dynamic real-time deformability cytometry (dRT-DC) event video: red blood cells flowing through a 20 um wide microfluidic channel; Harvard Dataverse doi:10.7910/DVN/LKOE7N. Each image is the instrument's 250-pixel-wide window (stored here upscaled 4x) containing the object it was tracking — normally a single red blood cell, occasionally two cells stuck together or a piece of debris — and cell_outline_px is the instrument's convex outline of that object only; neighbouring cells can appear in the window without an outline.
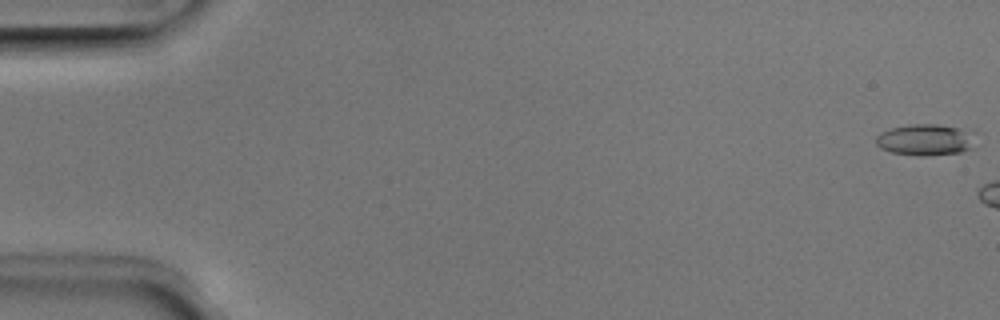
{"species": "Egyptian fruit bat (a non-hibernating species)", "species_latin": "Rousettus aegyptiacus", "temperature_condition": "room temperature", "stored_images_in_passage": 9, "camera_frame_rate_fps": 3000, "um_per_image_px": 0.085, "animal": {"sex": "male"}, "frame": {"image": 1, "passage_image": 1, "time_ms": 0.0, "image_size_px": [1000, 320], "cell_outline_px": [[976, 132], [972, 148], [960, 152], [928, 156], [920, 156], [892, 152], [880, 148], [876, 144], [876, 136], [880, 132], [892, 128], [912, 124], [936, 124]], "centroid_in_image_um": [78.67, 11.89], "position_along_channel_um": 6.3, "area_um2": 18.21}}